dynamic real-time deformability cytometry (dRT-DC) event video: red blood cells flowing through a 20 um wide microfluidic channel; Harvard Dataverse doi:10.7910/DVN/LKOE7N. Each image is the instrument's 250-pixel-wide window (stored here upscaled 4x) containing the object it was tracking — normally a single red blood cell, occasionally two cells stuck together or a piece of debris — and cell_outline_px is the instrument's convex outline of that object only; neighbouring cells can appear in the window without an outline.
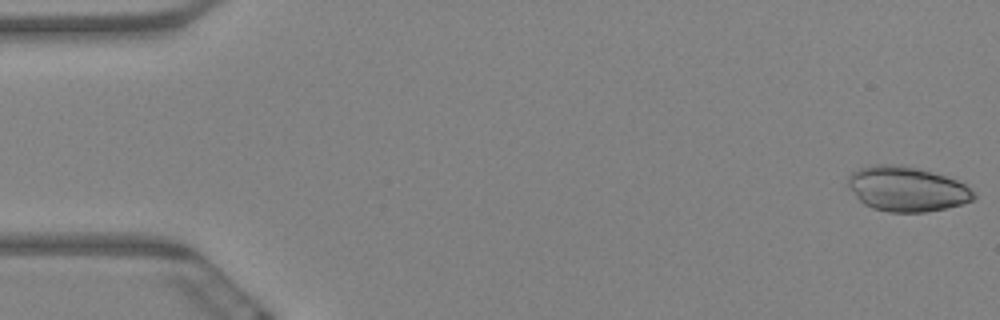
{"species": "Egyptian fruit bat (a non-hibernating species)", "species_latin": "Rousettus aegyptiacus", "temperature_condition": "warm", "stored_images_in_passage": 5, "camera_frame_rate_fps": 3000, "um_per_image_px": 0.085, "animal": {"sex": "female"}, "frame": {"image": 1, "passage_image": 1, "time_ms": 0.0, "image_size_px": [1000, 320], "cell_outline_px": [[976, 196], [972, 200], [960, 204], [944, 208], [924, 212], [888, 212], [872, 208], [864, 204], [860, 200], [848, 184], [848, 176], [852, 172], [860, 168], [872, 164], [892, 164], [916, 168], [932, 172], [956, 180], [964, 184]], "centroid_in_image_um": [77.04, 16.06], "position_along_channel_um": 8.0, "area_um2": 32.31}}
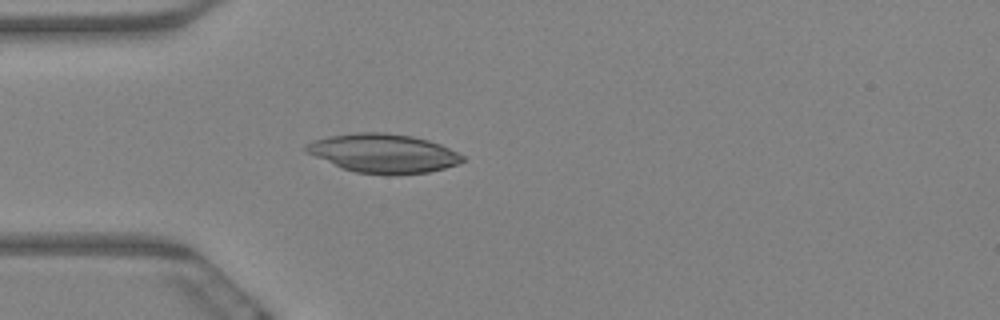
{"frame": {"image": 2, "passage_image": 5, "time_ms": 1.333, "image_size_px": [1000, 320], "cell_outline_px": [[464, 160], [456, 164], [444, 168], [428, 172], [392, 176], [356, 172], [340, 168], [304, 152], [304, 144], [312, 140], [328, 136], [356, 132], [384, 132], [412, 136], [428, 140], [440, 144], [464, 156]], "centroid_in_image_um": [32.51, 13.04], "position_along_channel_um": 52.5, "area_um2": 35.84}}